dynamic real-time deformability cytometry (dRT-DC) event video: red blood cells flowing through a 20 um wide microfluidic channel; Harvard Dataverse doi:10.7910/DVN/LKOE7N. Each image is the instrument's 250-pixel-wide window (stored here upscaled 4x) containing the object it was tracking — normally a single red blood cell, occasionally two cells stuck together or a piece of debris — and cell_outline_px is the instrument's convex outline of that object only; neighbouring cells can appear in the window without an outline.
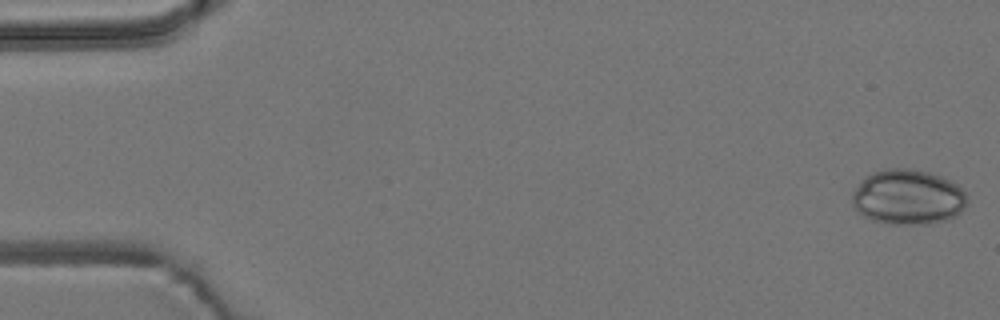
{"species": "common noctule bat (a hibernating species)", "species_latin": "Nyctalus noctula", "temperature_condition": "room temperature", "stored_images_in_passage": 49, "camera_frame_rate_fps": 3000, "um_per_image_px": 0.085, "animal": {"sex": "male", "body_mass_g": 19.2, "forearm_length_mm": 51.8}, "frame": {"image": 1, "passage_image": 1, "time_ms": 0.0, "image_size_px": [1000, 320], "cell_outline_px": [[968, 200], [964, 208], [956, 216], [948, 220], [932, 224], [888, 224], [872, 220], [864, 216], [852, 204], [852, 192], [872, 172], [884, 168], [912, 168], [928, 172], [940, 176], [956, 184], [964, 192]], "centroid_in_image_um": [77.19, 16.77], "position_along_channel_um": 7.8, "area_um2": 36.99}}
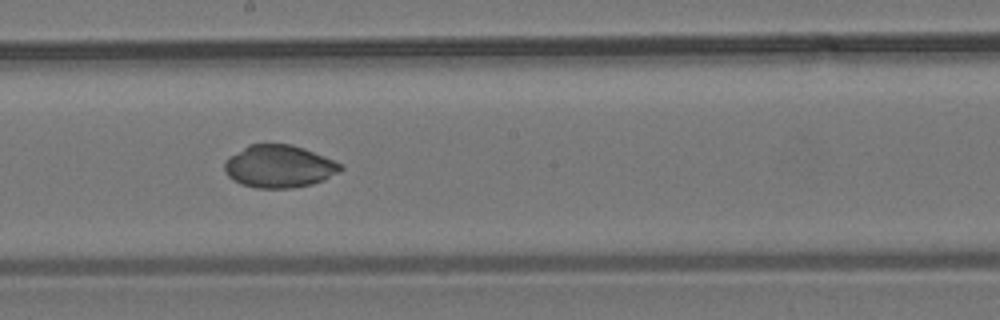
{"frame": {"image": 2, "passage_image": 30, "time_ms": 9.667, "image_size_px": [1000, 320], "cell_outline_px": [[344, 168], [340, 172], [324, 180], [312, 184], [292, 188], [256, 188], [240, 184], [232, 180], [228, 176], [224, 168], [224, 160], [228, 156], [248, 144], [292, 144], [304, 148], [344, 164]], "centroid_in_image_um": [23.72, 14.14], "position_along_channel_um": 224.5, "area_um2": 29.19}}
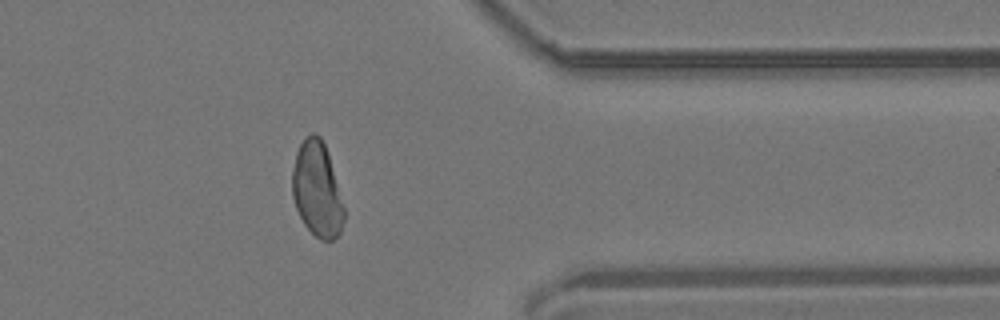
{"frame": {"image": 3, "passage_image": 44, "time_ms": 14.333, "image_size_px": [1000, 320], "cell_outline_px": [[344, 220], [340, 232], [332, 240], [320, 240], [304, 224], [296, 208], [292, 196], [292, 168], [296, 152], [304, 136], [312, 132], [316, 132], [320, 136], [328, 152], [344, 208]], "centroid_in_image_um": [26.93, 16.07], "position_along_channel_um": 384.5, "area_um2": 28.61}}